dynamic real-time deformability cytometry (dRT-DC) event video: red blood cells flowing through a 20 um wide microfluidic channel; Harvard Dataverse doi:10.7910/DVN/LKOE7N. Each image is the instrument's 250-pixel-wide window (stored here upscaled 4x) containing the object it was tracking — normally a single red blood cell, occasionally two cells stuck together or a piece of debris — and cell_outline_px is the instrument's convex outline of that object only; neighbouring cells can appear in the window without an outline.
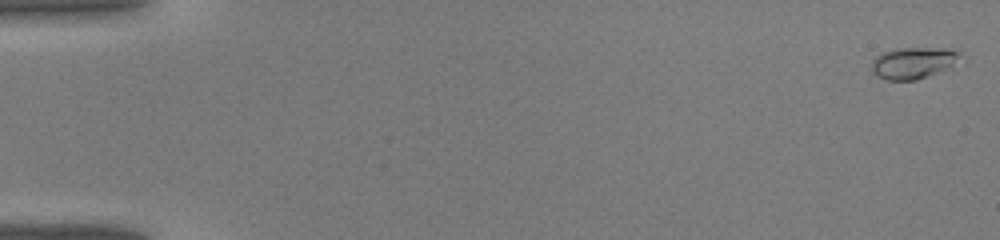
{"species": "common noctule bat (a hibernating species)", "species_latin": "Nyctalus noctula", "temperature_condition": "warm", "stored_images_in_passage": 27, "camera_frame_rate_fps": 3000, "um_per_image_px": 0.085, "animal": {"sex": "male", "body_mass_g": 19.0, "forearm_length_mm": 50.8}, "frame": {"image": 1, "passage_image": 1, "time_ms": 0.0, "image_size_px": [1000, 240], "cell_outline_px": [[960, 52], [952, 64], [928, 76], [916, 80], [888, 80], [872, 72], [872, 60], [876, 56], [884, 52], [896, 48], [960, 48]], "centroid_in_image_um": [77.59, 5.32], "position_along_channel_um": 7.4, "area_um2": 15.9}}
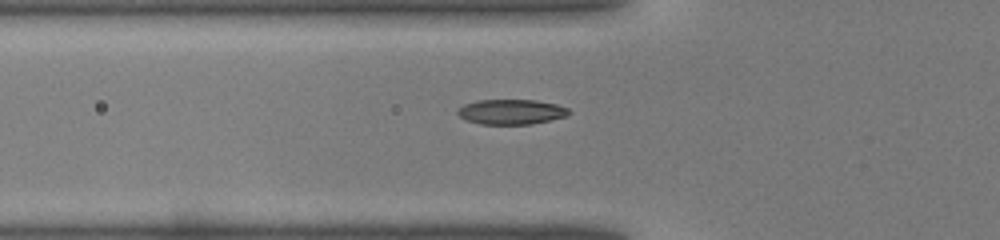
{"frame": {"image": 2, "passage_image": 16, "time_ms": 5.0, "image_size_px": [1000, 240], "cell_outline_px": [[572, 112], [568, 116], [532, 124], [480, 124], [464, 120], [456, 112], [456, 108], [464, 104], [476, 100], [536, 100], [556, 104], [568, 108]], "centroid_in_image_um": [43.44, 9.5], "position_along_channel_um": 82.4, "area_um2": 16.47}}
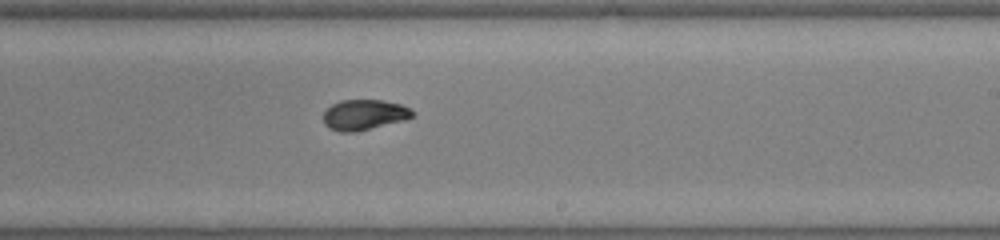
{"frame": {"image": 3, "passage_image": 27, "time_ms": 8.667, "image_size_px": [1000, 240], "cell_outline_px": [[416, 112], [412, 116], [404, 120], [356, 132], [340, 132], [328, 128], [324, 124], [324, 112], [332, 104], [340, 100], [384, 100], [400, 104]], "centroid_in_image_um": [30.94, 9.76], "position_along_channel_um": 258.1, "area_um2": 15.78}}